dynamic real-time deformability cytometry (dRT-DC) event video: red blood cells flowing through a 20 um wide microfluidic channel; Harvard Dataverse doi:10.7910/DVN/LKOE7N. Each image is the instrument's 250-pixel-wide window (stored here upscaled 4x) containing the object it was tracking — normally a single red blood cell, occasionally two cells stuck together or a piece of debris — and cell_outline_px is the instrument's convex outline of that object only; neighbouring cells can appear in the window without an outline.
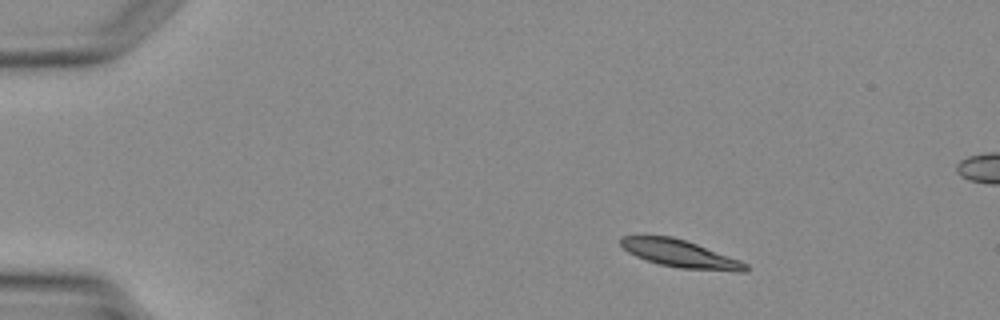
{"species": "Egyptian fruit bat (a non-hibernating species)", "species_latin": "Rousettus aegyptiacus", "temperature_condition": "warm", "stored_images_in_passage": 3, "camera_frame_rate_fps": 3000, "um_per_image_px": 0.085, "animal": {"sex": "female"}, "frame": {"image": 1, "passage_image": 1, "time_ms": 0.0, "image_size_px": [1000, 320], "cell_outline_px": [[748, 272], [736, 272], [680, 268], [660, 264], [636, 256], [628, 252], [620, 244], [620, 236], [672, 236], [696, 244], [740, 260], [748, 264]], "centroid_in_image_um": [57.85, 21.58], "position_along_channel_um": 27.2, "area_um2": 19.83}}